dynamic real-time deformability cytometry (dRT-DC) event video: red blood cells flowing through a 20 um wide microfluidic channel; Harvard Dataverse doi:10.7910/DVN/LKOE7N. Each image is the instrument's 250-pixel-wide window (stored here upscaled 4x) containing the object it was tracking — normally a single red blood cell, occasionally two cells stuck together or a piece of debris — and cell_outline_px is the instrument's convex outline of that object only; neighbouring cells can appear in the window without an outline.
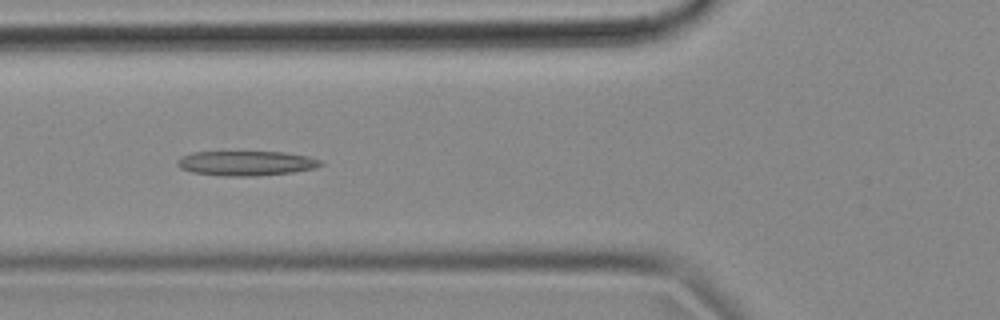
{"species": "common noctule bat (a hibernating species)", "species_latin": "Nyctalus noctula", "temperature_condition": "cold", "stored_images_in_passage": 54, "camera_frame_rate_fps": 3000, "um_per_image_px": 0.085, "animal": {"sex": "female", "body_mass_g": 18.4}, "frame": {"image": 1, "passage_image": 19, "time_ms": 6.0, "image_size_px": [1000, 320], "cell_outline_px": [[324, 164], [316, 168], [292, 172], [256, 176], [220, 176], [192, 172], [180, 168], [176, 164], [176, 160], [180, 156], [192, 152], [284, 152], [308, 156], [324, 160]], "centroid_in_image_um": [20.93, 13.87], "position_along_channel_um": 104.9, "area_um2": 20.92}}
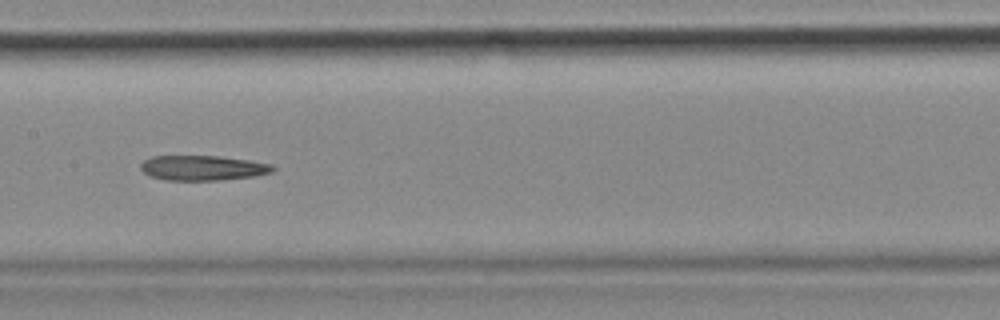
{"frame": {"image": 2, "passage_image": 26, "time_ms": 8.333, "image_size_px": [1000, 320], "cell_outline_px": [[276, 168], [272, 172], [256, 176], [220, 180], [168, 180], [148, 176], [140, 168], [140, 164], [144, 160], [152, 156], [220, 156], [248, 160], [272, 164]], "centroid_in_image_um": [17.24, 14.27], "position_along_channel_um": 190.2, "area_um2": 19.31}}
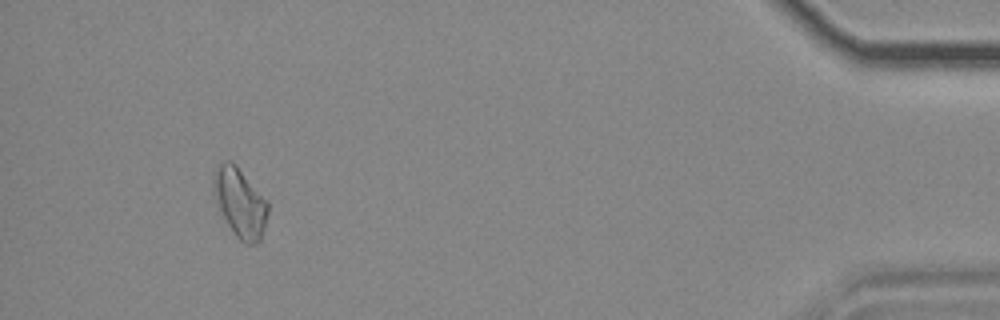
{"frame": {"image": 3, "passage_image": 50, "time_ms": 16.333, "image_size_px": [1000, 320], "cell_outline_px": [[268, 212], [264, 228], [260, 240], [256, 244], [244, 244], [236, 236], [228, 224], [216, 204], [212, 184], [212, 180], [216, 164], [224, 160], [232, 160], [236, 164], [268, 200]], "centroid_in_image_um": [20.39, 17.17], "position_along_channel_um": 414.8, "area_um2": 22.25}}